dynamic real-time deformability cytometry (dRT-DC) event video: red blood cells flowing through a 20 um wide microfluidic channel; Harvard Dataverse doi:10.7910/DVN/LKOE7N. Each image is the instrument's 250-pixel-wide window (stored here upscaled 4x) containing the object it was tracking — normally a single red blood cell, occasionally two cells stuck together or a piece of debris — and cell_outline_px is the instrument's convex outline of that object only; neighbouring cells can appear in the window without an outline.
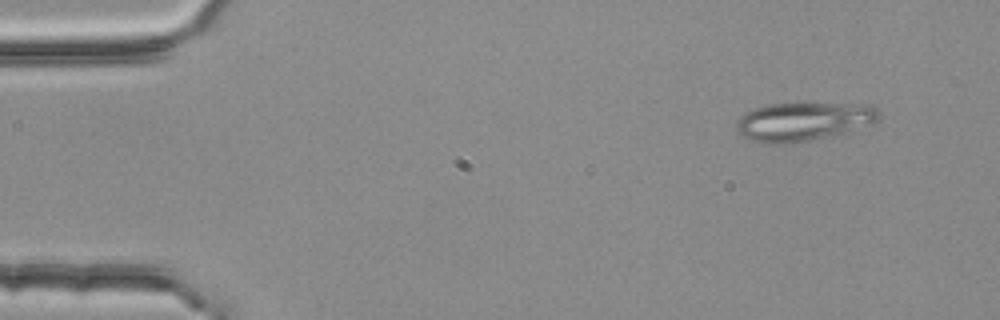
{"species": "common noctule bat (a hibernating species)", "species_latin": "Nyctalus noctula", "temperature_condition": "room temperature", "stored_images_in_passage": 3, "camera_frame_rate_fps": 3000, "um_per_image_px": 0.085, "animal": {"sex": "female", "body_mass_g": 25.1}, "frame": {"image": 1, "passage_image": 1, "time_ms": 0.0, "image_size_px": [1000, 320], "cell_outline_px": [[880, 120], [876, 124], [812, 140], [792, 144], [780, 144], [752, 140], [744, 136], [736, 128], [736, 120], [740, 116], [756, 108], [768, 104], [872, 104], [880, 112]], "centroid_in_image_um": [68.37, 10.33], "position_along_channel_um": 16.6, "area_um2": 31.96}}